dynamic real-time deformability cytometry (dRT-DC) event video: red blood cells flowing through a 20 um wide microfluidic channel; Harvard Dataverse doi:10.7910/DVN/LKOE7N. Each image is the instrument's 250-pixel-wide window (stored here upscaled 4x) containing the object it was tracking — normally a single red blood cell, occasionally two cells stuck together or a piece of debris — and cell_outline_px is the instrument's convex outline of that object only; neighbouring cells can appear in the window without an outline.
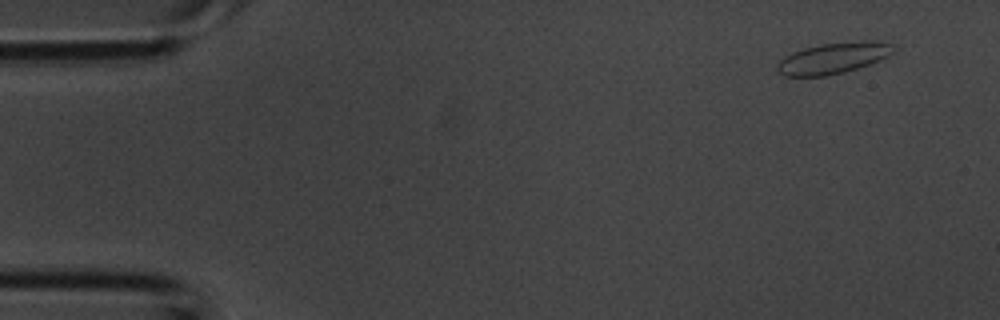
{"species": "common noctule bat (a hibernating species)", "species_latin": "Nyctalus noctula", "temperature_condition": "room temperature", "stored_images_in_passage": 3, "camera_frame_rate_fps": 3000, "um_per_image_px": 0.085, "animal": {"sex": "male", "body_mass_g": 20.1, "forearm_length_mm": 53.5}, "frame": {"image": 1, "passage_image": 1, "time_ms": 0.0, "image_size_px": [1000, 320], "cell_outline_px": [[896, 52], [880, 60], [844, 72], [824, 76], [784, 76], [776, 72], [776, 64], [784, 56], [792, 52], [804, 48], [820, 44], [860, 40], [872, 40], [892, 44]], "centroid_in_image_um": [70.81, 4.93], "position_along_channel_um": 14.2, "area_um2": 21.27}}